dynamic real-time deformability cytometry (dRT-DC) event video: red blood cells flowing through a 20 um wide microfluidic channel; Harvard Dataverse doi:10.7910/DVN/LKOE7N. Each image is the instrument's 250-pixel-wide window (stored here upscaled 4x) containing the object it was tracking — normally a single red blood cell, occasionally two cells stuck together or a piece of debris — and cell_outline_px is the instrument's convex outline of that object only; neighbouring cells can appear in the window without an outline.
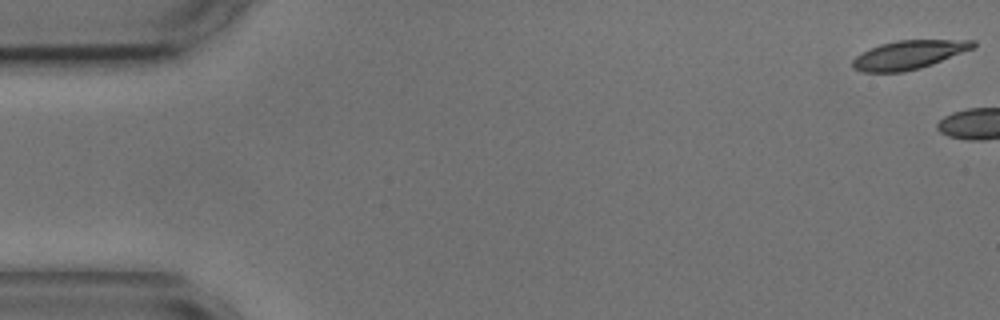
{"species": "common noctule bat (a hibernating species)", "species_latin": "Nyctalus noctula", "temperature_condition": "cold", "stored_images_in_passage": 4, "camera_frame_rate_fps": 3000, "um_per_image_px": 0.085, "animal": {"sex": "male", "body_mass_g": 17.9, "forearm_length_mm": 54.2}, "frame": {"image": 1, "passage_image": 1, "time_ms": 0.0, "image_size_px": [1000, 320], "cell_outline_px": [[976, 48], [932, 64], [920, 68], [904, 72], [864, 72], [852, 68], [852, 60], [856, 56], [880, 44], [896, 40], [976, 40]], "centroid_in_image_um": [77.28, 4.66], "position_along_channel_um": 7.7, "area_um2": 20.17}}